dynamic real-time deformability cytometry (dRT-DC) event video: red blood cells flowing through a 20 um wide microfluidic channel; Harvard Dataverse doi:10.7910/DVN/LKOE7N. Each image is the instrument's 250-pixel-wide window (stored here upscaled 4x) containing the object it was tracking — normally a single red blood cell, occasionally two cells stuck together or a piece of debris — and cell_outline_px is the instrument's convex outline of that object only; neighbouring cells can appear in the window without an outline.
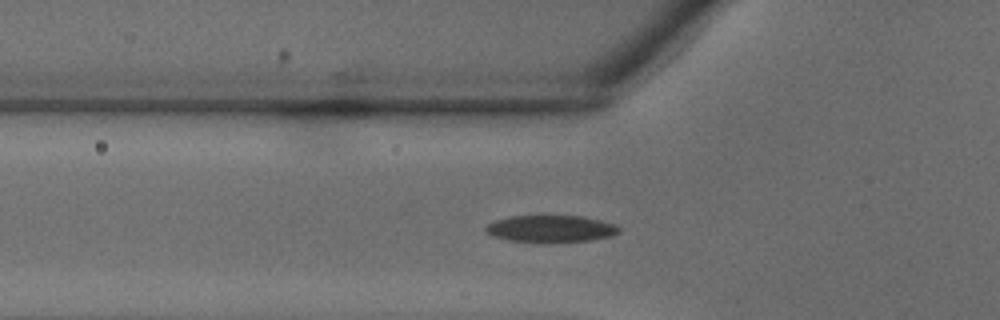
{"species": "common noctule bat (a hibernating species)", "species_latin": "Nyctalus noctula", "temperature_condition": "warm", "stored_images_in_passage": 36, "camera_frame_rate_fps": 3000, "um_per_image_px": 0.085, "animal": {"sex": "male", "body_mass_g": 18.8}, "frame": {"image": 1, "passage_image": 10, "time_ms": 3.0, "image_size_px": [1000, 320], "cell_outline_px": [[620, 232], [612, 236], [588, 240], [556, 244], [536, 244], [508, 240], [492, 236], [484, 228], [488, 224], [496, 220], [508, 216], [580, 216], [600, 220], [616, 224], [620, 228]], "centroid_in_image_um": [46.82, 19.48], "position_along_channel_um": 79.0, "area_um2": 21.56}}
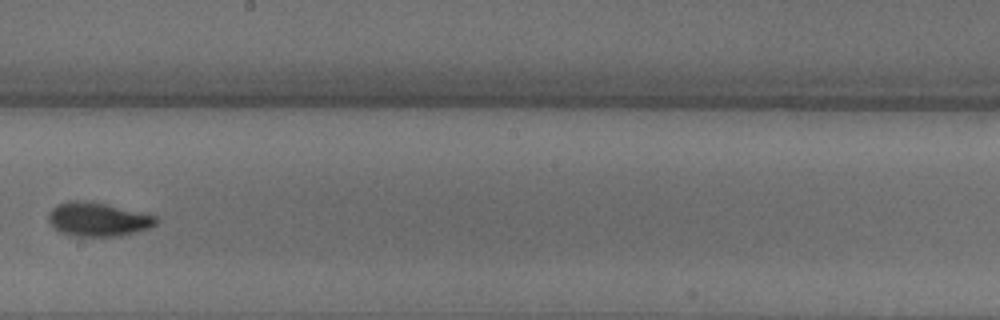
{"frame": {"image": 2, "passage_image": 19, "time_ms": 6.0, "image_size_px": [1000, 320], "cell_outline_px": [[160, 220], [156, 224], [148, 228], [136, 232], [120, 236], [72, 236], [56, 228], [48, 220], [48, 212], [56, 204], [72, 200], [76, 200], [104, 204], [156, 216]], "centroid_in_image_um": [8.32, 18.65], "position_along_channel_um": 239.9, "area_um2": 20.87}}
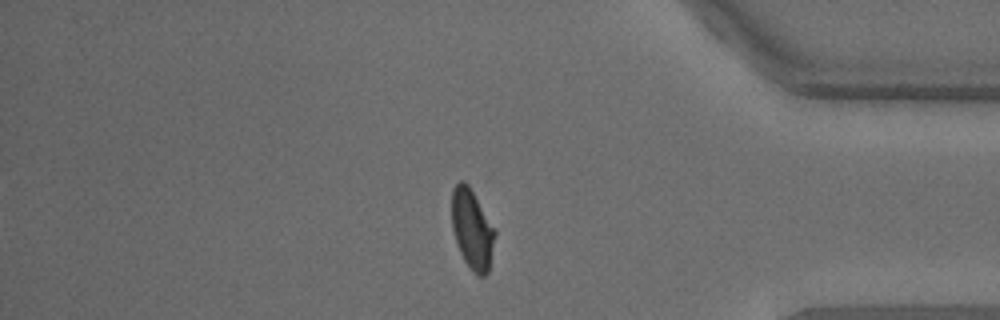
{"frame": {"image": 3, "passage_image": 29, "time_ms": 9.333, "image_size_px": [1000, 320], "cell_outline_px": [[496, 236], [488, 272], [484, 276], [480, 276], [464, 260], [460, 252], [452, 228], [452, 188], [460, 180], [464, 180], [468, 184], [496, 228]], "centroid_in_image_um": [40.15, 19.43], "position_along_channel_um": 395.1, "area_um2": 20.06}}